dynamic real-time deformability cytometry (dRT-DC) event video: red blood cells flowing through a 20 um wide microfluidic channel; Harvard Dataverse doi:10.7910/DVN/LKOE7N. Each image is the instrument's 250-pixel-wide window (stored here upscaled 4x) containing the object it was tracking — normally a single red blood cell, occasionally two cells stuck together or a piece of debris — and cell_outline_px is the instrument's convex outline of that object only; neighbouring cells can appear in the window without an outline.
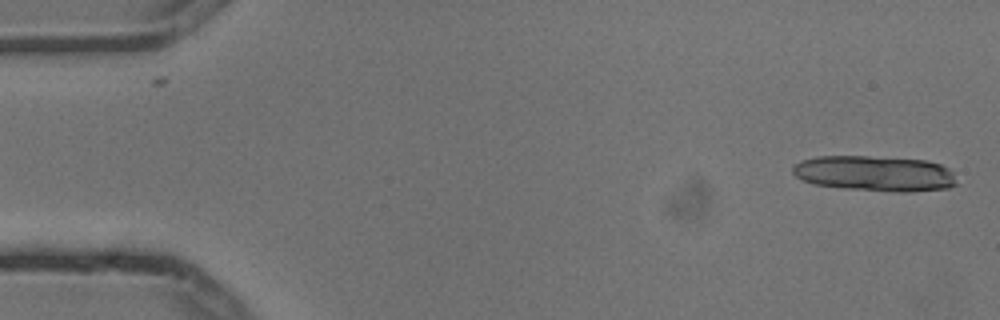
{"species": "common noctule bat (a hibernating species)", "species_latin": "Nyctalus noctula", "temperature_condition": "cold", "stored_images_in_passage": 6, "camera_frame_rate_fps": 3000, "um_per_image_px": 0.085, "animal": {"sex": "male", "body_mass_g": 13.3}, "frame": {"image": 1, "passage_image": 1, "time_ms": 0.0, "image_size_px": [1000, 320], "cell_outline_px": [[956, 184], [948, 188], [912, 192], [900, 192], [844, 188], [812, 184], [796, 176], [792, 172], [792, 168], [800, 160], [816, 156], [868, 156], [928, 160], [940, 164], [948, 168], [952, 172]], "centroid_in_image_um": [74.35, 14.74], "position_along_channel_um": 10.6, "area_um2": 33.99}}
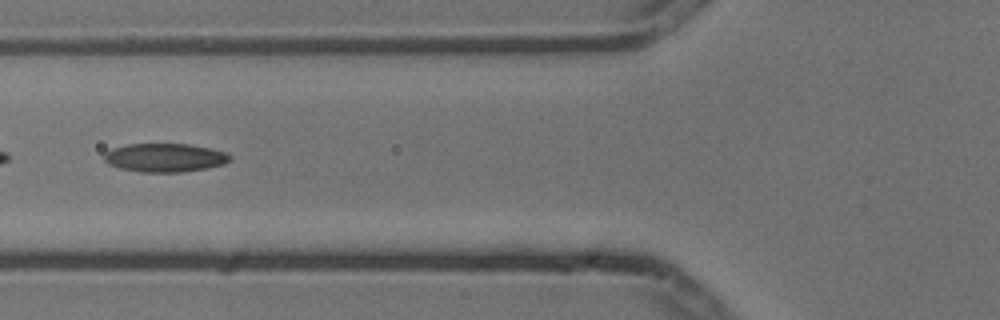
{"frame": {"image": 2, "passage_image": 6, "time_ms": 1.667, "image_size_px": [1000, 320], "cell_outline_px": [[232, 160], [224, 164], [208, 168], [180, 172], [140, 172], [120, 168], [108, 164], [104, 160], [104, 152], [112, 148], [128, 144], [188, 144], [212, 148], [228, 152], [232, 156]], "centroid_in_image_um": [14.05, 13.4], "position_along_channel_um": 111.7, "area_um2": 21.21}}